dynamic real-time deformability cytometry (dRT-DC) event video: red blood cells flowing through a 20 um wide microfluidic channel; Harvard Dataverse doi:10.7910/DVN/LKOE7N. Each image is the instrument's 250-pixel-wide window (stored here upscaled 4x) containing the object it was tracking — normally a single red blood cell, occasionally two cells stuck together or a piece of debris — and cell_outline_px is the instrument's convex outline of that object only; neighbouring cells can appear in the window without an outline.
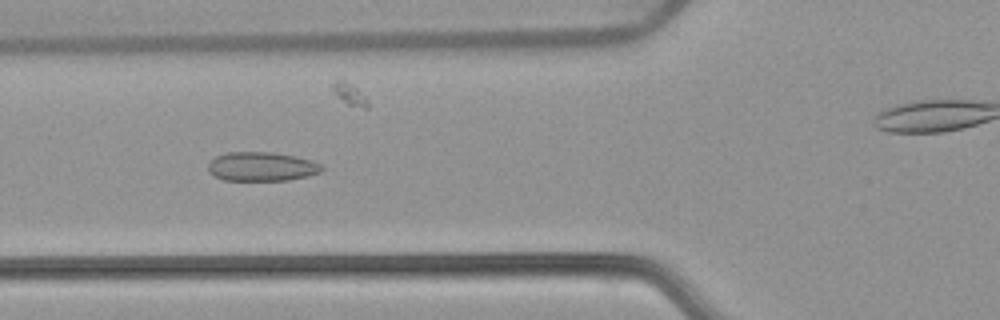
{"species": "common noctule bat (a hibernating species)", "species_latin": "Nyctalus noctula", "temperature_condition": "warm", "stored_images_in_passage": 54, "camera_frame_rate_fps": 3000, "um_per_image_px": 0.085, "animal": {"sex": "female", "body_mass_g": 22.7, "forearm_length_mm": 54.2}, "frame": {"image": 1, "passage_image": 20, "time_ms": 6.333, "image_size_px": [1000, 320], "cell_outline_px": [[324, 168], [320, 172], [308, 176], [288, 180], [224, 180], [208, 172], [208, 164], [216, 156], [228, 152], [272, 152], [296, 156], [312, 160], [320, 164]], "centroid_in_image_um": [22.25, 14.15], "position_along_channel_um": 103.5, "area_um2": 19.25}}
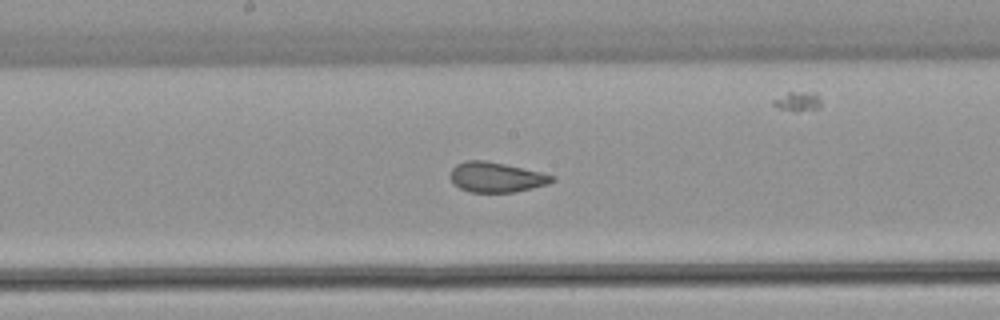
{"frame": {"image": 2, "passage_image": 28, "time_ms": 9.0, "image_size_px": [1000, 320], "cell_outline_px": [[556, 180], [548, 184], [516, 192], [468, 192], [452, 184], [448, 176], [452, 168], [456, 164], [468, 160], [484, 160], [504, 164], [540, 172], [556, 176]], "centroid_in_image_um": [42.15, 15.07], "position_along_channel_um": 206.1, "area_um2": 17.98}}
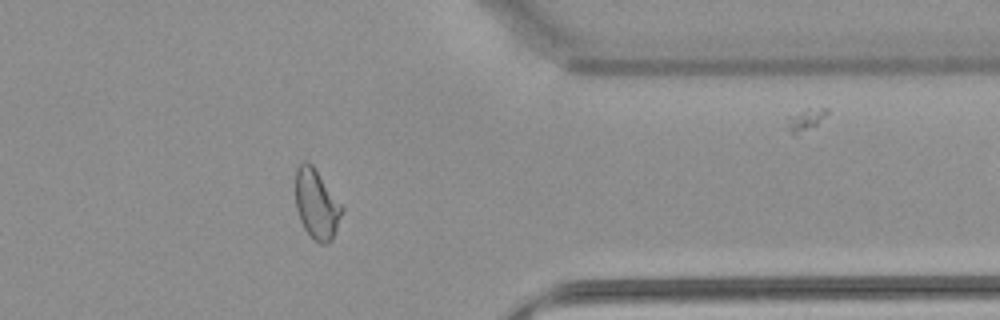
{"frame": {"image": 3, "passage_image": 43, "time_ms": 14.0, "image_size_px": [1000, 320], "cell_outline_px": [[344, 208], [332, 240], [328, 244], [320, 244], [304, 228], [300, 220], [296, 208], [296, 168], [304, 160], [308, 160], [312, 164]], "centroid_in_image_um": [26.9, 17.34], "position_along_channel_um": 384.5, "area_um2": 18.67}, "authors_computed_cell_mechanics": {"area_um2": 20.0855, "velocity_mm_per_s": 3.8355, "shape_relaxation_time_tau1_ms": null, "shape_relaxation_time_tau2_ms": 0.8354, "deformation_change_tau1": null, "deformation_change_tau2": 0.0628}}